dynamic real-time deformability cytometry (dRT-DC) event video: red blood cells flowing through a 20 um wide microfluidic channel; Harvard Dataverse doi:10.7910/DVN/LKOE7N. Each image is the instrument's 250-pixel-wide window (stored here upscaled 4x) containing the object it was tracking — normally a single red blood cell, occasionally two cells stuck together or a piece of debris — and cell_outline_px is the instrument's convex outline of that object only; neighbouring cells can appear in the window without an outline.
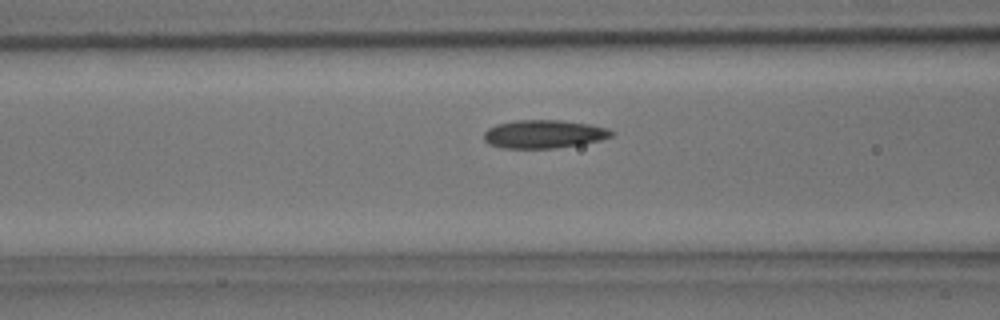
{"species": "common noctule bat (a hibernating species)", "species_latin": "Nyctalus noctula", "temperature_condition": "room temperature", "stored_images_in_passage": 30, "camera_frame_rate_fps": 3000, "um_per_image_px": 0.085, "animal": {"sex": "male", "body_mass_g": 15.6}, "frame": {"image": 1, "passage_image": 9, "time_ms": 2.667, "image_size_px": [1000, 320], "cell_outline_px": [[616, 132], [612, 136], [600, 140], [580, 144], [556, 148], [500, 148], [488, 144], [484, 140], [484, 132], [488, 128], [496, 124], [516, 120], [560, 120], [588, 124], [608, 128]], "centroid_in_image_um": [46.21, 11.4], "position_along_channel_um": 120.4, "area_um2": 21.1}}